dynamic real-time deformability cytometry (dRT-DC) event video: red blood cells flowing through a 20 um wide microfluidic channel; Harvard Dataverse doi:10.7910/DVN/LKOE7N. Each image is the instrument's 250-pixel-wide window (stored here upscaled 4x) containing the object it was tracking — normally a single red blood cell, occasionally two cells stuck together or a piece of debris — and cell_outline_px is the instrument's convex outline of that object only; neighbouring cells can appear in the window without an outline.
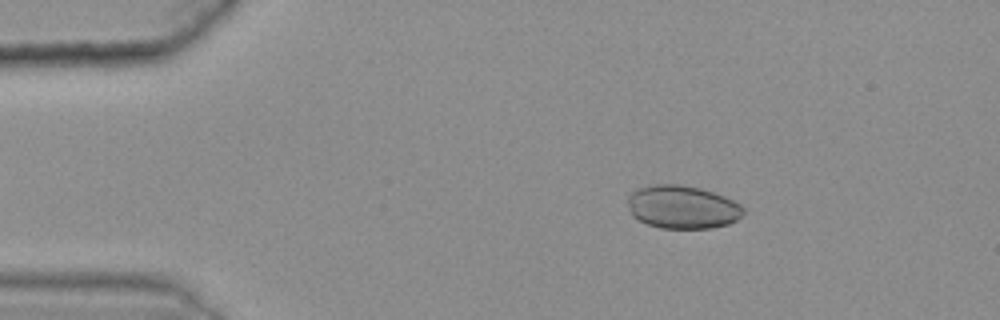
{"species": "common noctule bat (a hibernating species)", "species_latin": "Nyctalus noctula", "temperature_condition": "warm", "stored_images_in_passage": 46, "camera_frame_rate_fps": 3000, "um_per_image_px": 0.085, "animal": {"sex": "female", "body_mass_g": 25.1}, "frame": {"image": 1, "passage_image": 9, "time_ms": 2.667, "image_size_px": [1000, 320], "cell_outline_px": [[744, 212], [736, 220], [728, 224], [712, 228], [660, 228], [648, 224], [632, 216], [628, 204], [628, 196], [636, 188], [652, 184], [680, 184], [700, 188], [724, 196], [740, 204], [744, 208]], "centroid_in_image_um": [57.99, 17.59], "position_along_channel_um": 27.0, "area_um2": 29.13}}
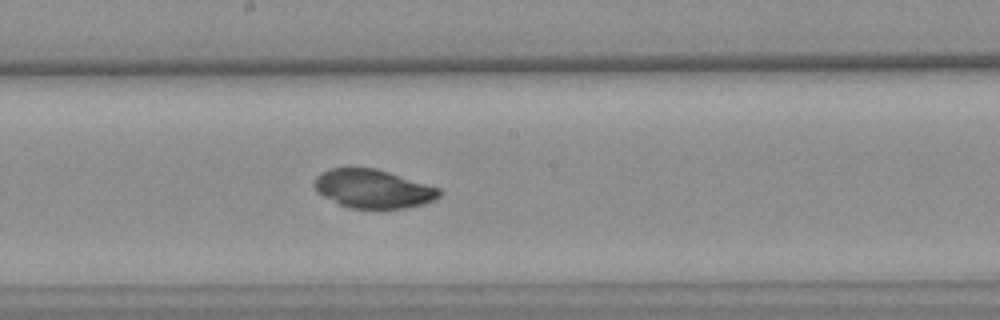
{"frame": {"image": 2, "passage_image": 30, "time_ms": 9.667, "image_size_px": [1000, 320], "cell_outline_px": [[440, 196], [424, 204], [404, 208], [348, 208], [316, 192], [312, 184], [316, 176], [320, 172], [332, 168], [376, 168], [440, 188]], "centroid_in_image_um": [31.67, 16.04], "position_along_channel_um": 216.5, "area_um2": 28.03}}
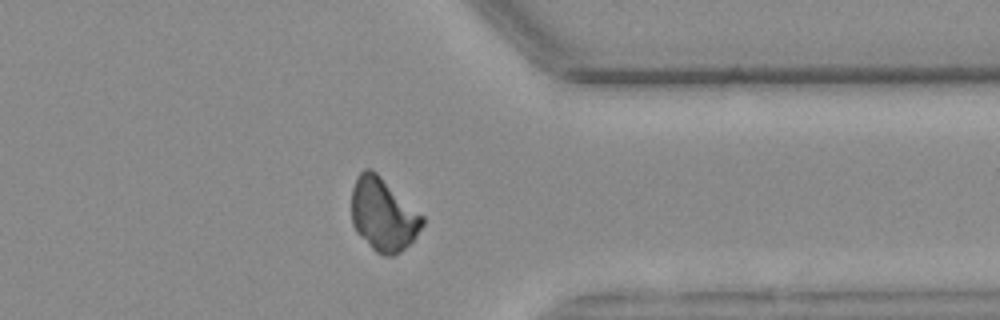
{"frame": {"image": 3, "passage_image": 44, "time_ms": 14.333, "image_size_px": [1000, 320], "cell_outline_px": [[424, 224], [416, 236], [400, 252], [392, 256], [384, 256], [376, 252], [356, 232], [352, 224], [352, 188], [356, 176], [364, 168], [368, 168], [376, 172], [424, 216]], "centroid_in_image_um": [32.56, 18.24], "position_along_channel_um": 378.8, "area_um2": 30.06}, "authors_computed_cell_mechanics": {"area_um2": 29.4202, "velocity_mm_per_s": 3.6167, "shape_relaxation_time_tau1_ms": null, "shape_relaxation_time_tau2_ms": 2.3279, "deformation_change_tau1": null, "deformation_change_tau2": 0.0433}}